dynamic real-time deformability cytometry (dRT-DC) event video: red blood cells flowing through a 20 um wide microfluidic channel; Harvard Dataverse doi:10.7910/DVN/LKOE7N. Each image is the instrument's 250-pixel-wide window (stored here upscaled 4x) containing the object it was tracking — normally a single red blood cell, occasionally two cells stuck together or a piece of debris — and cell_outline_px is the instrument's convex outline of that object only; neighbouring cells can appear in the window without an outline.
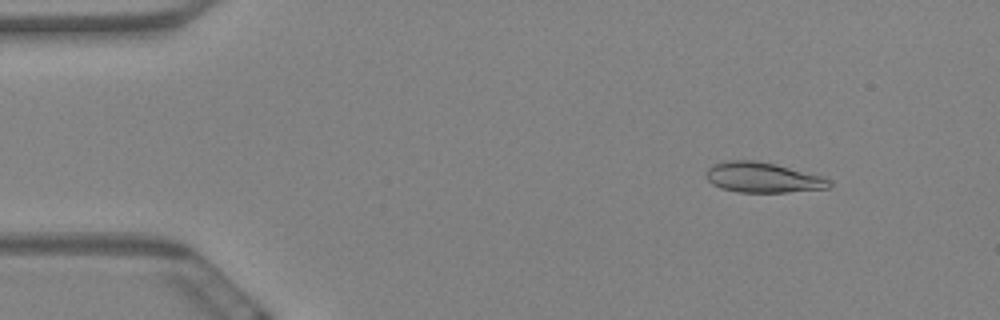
{"species": "Egyptian fruit bat (a non-hibernating species)", "species_latin": "Rousettus aegyptiacus", "temperature_condition": "warm", "stored_images_in_passage": 59, "camera_frame_rate_fps": 3000, "um_per_image_px": 0.085, "animal": {"sex": "female"}, "frame": {"image": 1, "passage_image": 7, "time_ms": 2.0, "image_size_px": [1000, 320], "cell_outline_px": [[832, 184], [828, 188], [784, 192], [740, 192], [720, 188], [712, 184], [708, 180], [708, 168], [716, 164], [728, 160], [756, 160], [776, 164], [820, 176], [828, 180]], "centroid_in_image_um": [64.82, 15.09], "position_along_channel_um": 20.2, "area_um2": 21.27}}
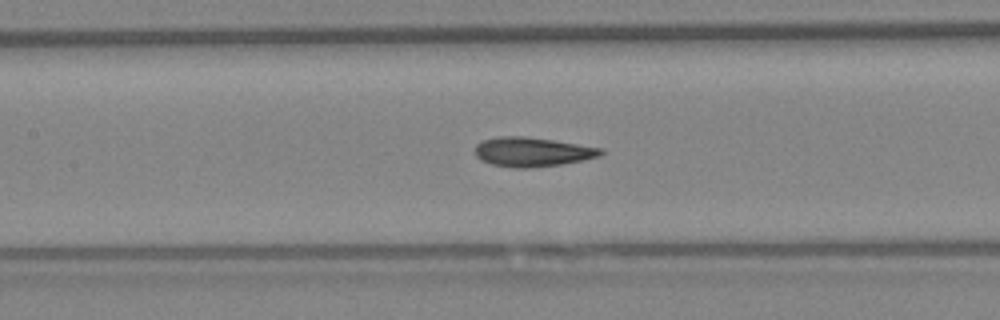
{"frame": {"image": 2, "passage_image": 27, "time_ms": 8.667, "image_size_px": [1000, 320], "cell_outline_px": [[604, 152], [600, 156], [560, 164], [528, 168], [512, 168], [492, 164], [480, 160], [476, 156], [476, 144], [480, 140], [500, 136], [524, 136], [552, 140], [604, 148]], "centroid_in_image_um": [45.21, 12.9], "position_along_channel_um": 162.2, "area_um2": 21.44}}
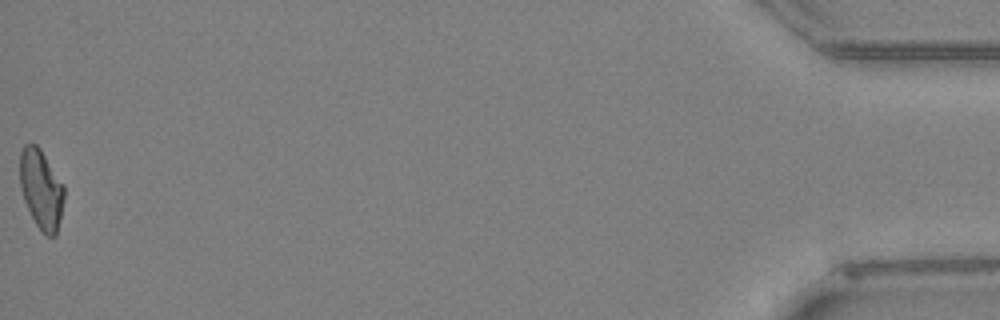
{"frame": {"image": 3, "passage_image": 59, "time_ms": 19.333, "image_size_px": [1000, 320], "cell_outline_px": [[64, 196], [56, 236], [48, 236], [36, 224], [24, 200], [20, 188], [20, 152], [24, 144], [36, 144], [40, 148], [64, 184]], "centroid_in_image_um": [3.49, 16.04], "position_along_channel_um": 431.7, "area_um2": 20.29}, "authors_computed_cell_mechanics": {"area_um2": 20.9814, "velocity_mm_per_s": 3.4759, "shape_relaxation_time_tau1_ms": 7.8487, "shape_relaxation_time_tau2_ms": 2.3178, "deformation_change_tau1": 0.2152, "deformation_change_tau2": 0.1091}}